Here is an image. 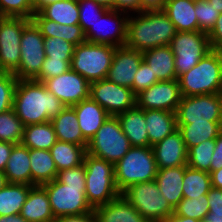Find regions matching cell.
I'll list each match as a JSON object with an SVG mask.
<instances>
[{
	"instance_id": "cell-1",
	"label": "cell",
	"mask_w": 222,
	"mask_h": 222,
	"mask_svg": "<svg viewBox=\"0 0 222 222\" xmlns=\"http://www.w3.org/2000/svg\"><path fill=\"white\" fill-rule=\"evenodd\" d=\"M85 176V165L82 163L76 167L58 171L56 179L42 185L47 192L55 219L93 211L85 194Z\"/></svg>"
},
{
	"instance_id": "cell-2",
	"label": "cell",
	"mask_w": 222,
	"mask_h": 222,
	"mask_svg": "<svg viewBox=\"0 0 222 222\" xmlns=\"http://www.w3.org/2000/svg\"><path fill=\"white\" fill-rule=\"evenodd\" d=\"M66 106L42 82L18 80L13 97V110L23 125L49 122Z\"/></svg>"
},
{
	"instance_id": "cell-3",
	"label": "cell",
	"mask_w": 222,
	"mask_h": 222,
	"mask_svg": "<svg viewBox=\"0 0 222 222\" xmlns=\"http://www.w3.org/2000/svg\"><path fill=\"white\" fill-rule=\"evenodd\" d=\"M177 33L163 10H147L129 14L126 46L137 51L169 45Z\"/></svg>"
},
{
	"instance_id": "cell-4",
	"label": "cell",
	"mask_w": 222,
	"mask_h": 222,
	"mask_svg": "<svg viewBox=\"0 0 222 222\" xmlns=\"http://www.w3.org/2000/svg\"><path fill=\"white\" fill-rule=\"evenodd\" d=\"M178 80L182 96L222 93V52L211 50Z\"/></svg>"
},
{
	"instance_id": "cell-5",
	"label": "cell",
	"mask_w": 222,
	"mask_h": 222,
	"mask_svg": "<svg viewBox=\"0 0 222 222\" xmlns=\"http://www.w3.org/2000/svg\"><path fill=\"white\" fill-rule=\"evenodd\" d=\"M157 171V163L152 147L132 146L114 164L116 187L122 194L132 185L155 180Z\"/></svg>"
},
{
	"instance_id": "cell-6",
	"label": "cell",
	"mask_w": 222,
	"mask_h": 222,
	"mask_svg": "<svg viewBox=\"0 0 222 222\" xmlns=\"http://www.w3.org/2000/svg\"><path fill=\"white\" fill-rule=\"evenodd\" d=\"M85 194L88 204L94 210L121 195L115 184L114 164L85 154Z\"/></svg>"
},
{
	"instance_id": "cell-7",
	"label": "cell",
	"mask_w": 222,
	"mask_h": 222,
	"mask_svg": "<svg viewBox=\"0 0 222 222\" xmlns=\"http://www.w3.org/2000/svg\"><path fill=\"white\" fill-rule=\"evenodd\" d=\"M116 47L107 44L84 42L75 46L71 69L89 83L107 77Z\"/></svg>"
},
{
	"instance_id": "cell-8",
	"label": "cell",
	"mask_w": 222,
	"mask_h": 222,
	"mask_svg": "<svg viewBox=\"0 0 222 222\" xmlns=\"http://www.w3.org/2000/svg\"><path fill=\"white\" fill-rule=\"evenodd\" d=\"M131 147L117 116H109L94 137L88 141L86 153L115 164Z\"/></svg>"
},
{
	"instance_id": "cell-9",
	"label": "cell",
	"mask_w": 222,
	"mask_h": 222,
	"mask_svg": "<svg viewBox=\"0 0 222 222\" xmlns=\"http://www.w3.org/2000/svg\"><path fill=\"white\" fill-rule=\"evenodd\" d=\"M122 195L149 222H162L174 208L161 195L155 180L130 186Z\"/></svg>"
},
{
	"instance_id": "cell-10",
	"label": "cell",
	"mask_w": 222,
	"mask_h": 222,
	"mask_svg": "<svg viewBox=\"0 0 222 222\" xmlns=\"http://www.w3.org/2000/svg\"><path fill=\"white\" fill-rule=\"evenodd\" d=\"M169 46L174 54L177 79L212 50L208 34L201 31L177 32Z\"/></svg>"
},
{
	"instance_id": "cell-11",
	"label": "cell",
	"mask_w": 222,
	"mask_h": 222,
	"mask_svg": "<svg viewBox=\"0 0 222 222\" xmlns=\"http://www.w3.org/2000/svg\"><path fill=\"white\" fill-rule=\"evenodd\" d=\"M26 17L0 18V73H15L19 69L21 58V36L25 25L30 21Z\"/></svg>"
},
{
	"instance_id": "cell-12",
	"label": "cell",
	"mask_w": 222,
	"mask_h": 222,
	"mask_svg": "<svg viewBox=\"0 0 222 222\" xmlns=\"http://www.w3.org/2000/svg\"><path fill=\"white\" fill-rule=\"evenodd\" d=\"M20 46L19 69L14 75L18 80H33L40 73L46 55L44 37L32 20L23 29Z\"/></svg>"
},
{
	"instance_id": "cell-13",
	"label": "cell",
	"mask_w": 222,
	"mask_h": 222,
	"mask_svg": "<svg viewBox=\"0 0 222 222\" xmlns=\"http://www.w3.org/2000/svg\"><path fill=\"white\" fill-rule=\"evenodd\" d=\"M176 119L177 124L222 121V93L182 96Z\"/></svg>"
},
{
	"instance_id": "cell-14",
	"label": "cell",
	"mask_w": 222,
	"mask_h": 222,
	"mask_svg": "<svg viewBox=\"0 0 222 222\" xmlns=\"http://www.w3.org/2000/svg\"><path fill=\"white\" fill-rule=\"evenodd\" d=\"M128 17L129 14L125 12L107 9L85 33L86 41L114 47L124 46L127 40Z\"/></svg>"
},
{
	"instance_id": "cell-15",
	"label": "cell",
	"mask_w": 222,
	"mask_h": 222,
	"mask_svg": "<svg viewBox=\"0 0 222 222\" xmlns=\"http://www.w3.org/2000/svg\"><path fill=\"white\" fill-rule=\"evenodd\" d=\"M89 97L103 107L110 116H117L136 106V94L107 78L90 83Z\"/></svg>"
},
{
	"instance_id": "cell-16",
	"label": "cell",
	"mask_w": 222,
	"mask_h": 222,
	"mask_svg": "<svg viewBox=\"0 0 222 222\" xmlns=\"http://www.w3.org/2000/svg\"><path fill=\"white\" fill-rule=\"evenodd\" d=\"M181 98L178 79L158 81L136 95V105L143 110L176 112Z\"/></svg>"
},
{
	"instance_id": "cell-17",
	"label": "cell",
	"mask_w": 222,
	"mask_h": 222,
	"mask_svg": "<svg viewBox=\"0 0 222 222\" xmlns=\"http://www.w3.org/2000/svg\"><path fill=\"white\" fill-rule=\"evenodd\" d=\"M43 84L66 107H72L89 98L90 83L72 69L60 76L45 80Z\"/></svg>"
},
{
	"instance_id": "cell-18",
	"label": "cell",
	"mask_w": 222,
	"mask_h": 222,
	"mask_svg": "<svg viewBox=\"0 0 222 222\" xmlns=\"http://www.w3.org/2000/svg\"><path fill=\"white\" fill-rule=\"evenodd\" d=\"M143 60L141 51L124 46L115 49L112 64L110 66L107 79L117 85L131 88L136 72Z\"/></svg>"
},
{
	"instance_id": "cell-19",
	"label": "cell",
	"mask_w": 222,
	"mask_h": 222,
	"mask_svg": "<svg viewBox=\"0 0 222 222\" xmlns=\"http://www.w3.org/2000/svg\"><path fill=\"white\" fill-rule=\"evenodd\" d=\"M152 150L158 169L187 165L188 151L178 129L153 145Z\"/></svg>"
},
{
	"instance_id": "cell-20",
	"label": "cell",
	"mask_w": 222,
	"mask_h": 222,
	"mask_svg": "<svg viewBox=\"0 0 222 222\" xmlns=\"http://www.w3.org/2000/svg\"><path fill=\"white\" fill-rule=\"evenodd\" d=\"M77 114L83 138L90 141L110 116L107 111L90 97L72 106Z\"/></svg>"
},
{
	"instance_id": "cell-21",
	"label": "cell",
	"mask_w": 222,
	"mask_h": 222,
	"mask_svg": "<svg viewBox=\"0 0 222 222\" xmlns=\"http://www.w3.org/2000/svg\"><path fill=\"white\" fill-rule=\"evenodd\" d=\"M123 133L130 141L131 146L149 147V136L146 129L145 110L137 105L119 115Z\"/></svg>"
},
{
	"instance_id": "cell-22",
	"label": "cell",
	"mask_w": 222,
	"mask_h": 222,
	"mask_svg": "<svg viewBox=\"0 0 222 222\" xmlns=\"http://www.w3.org/2000/svg\"><path fill=\"white\" fill-rule=\"evenodd\" d=\"M98 222H149L121 194L94 209Z\"/></svg>"
},
{
	"instance_id": "cell-23",
	"label": "cell",
	"mask_w": 222,
	"mask_h": 222,
	"mask_svg": "<svg viewBox=\"0 0 222 222\" xmlns=\"http://www.w3.org/2000/svg\"><path fill=\"white\" fill-rule=\"evenodd\" d=\"M20 214L28 222H54L55 217L43 186L34 185L31 187Z\"/></svg>"
},
{
	"instance_id": "cell-24",
	"label": "cell",
	"mask_w": 222,
	"mask_h": 222,
	"mask_svg": "<svg viewBox=\"0 0 222 222\" xmlns=\"http://www.w3.org/2000/svg\"><path fill=\"white\" fill-rule=\"evenodd\" d=\"M163 11L177 32L199 31L193 0H165Z\"/></svg>"
},
{
	"instance_id": "cell-25",
	"label": "cell",
	"mask_w": 222,
	"mask_h": 222,
	"mask_svg": "<svg viewBox=\"0 0 222 222\" xmlns=\"http://www.w3.org/2000/svg\"><path fill=\"white\" fill-rule=\"evenodd\" d=\"M143 60L149 65L153 76L159 81L175 80V60L169 45L155 47L142 52Z\"/></svg>"
},
{
	"instance_id": "cell-26",
	"label": "cell",
	"mask_w": 222,
	"mask_h": 222,
	"mask_svg": "<svg viewBox=\"0 0 222 222\" xmlns=\"http://www.w3.org/2000/svg\"><path fill=\"white\" fill-rule=\"evenodd\" d=\"M4 174L8 183L32 185L30 149L28 147L22 143L14 145Z\"/></svg>"
},
{
	"instance_id": "cell-27",
	"label": "cell",
	"mask_w": 222,
	"mask_h": 222,
	"mask_svg": "<svg viewBox=\"0 0 222 222\" xmlns=\"http://www.w3.org/2000/svg\"><path fill=\"white\" fill-rule=\"evenodd\" d=\"M39 28L42 36L58 37L77 46L86 42L85 33L80 25H62L46 19L39 11L35 12L31 19Z\"/></svg>"
},
{
	"instance_id": "cell-28",
	"label": "cell",
	"mask_w": 222,
	"mask_h": 222,
	"mask_svg": "<svg viewBox=\"0 0 222 222\" xmlns=\"http://www.w3.org/2000/svg\"><path fill=\"white\" fill-rule=\"evenodd\" d=\"M145 121L149 136V147L178 129L176 112L156 109L145 110Z\"/></svg>"
},
{
	"instance_id": "cell-29",
	"label": "cell",
	"mask_w": 222,
	"mask_h": 222,
	"mask_svg": "<svg viewBox=\"0 0 222 222\" xmlns=\"http://www.w3.org/2000/svg\"><path fill=\"white\" fill-rule=\"evenodd\" d=\"M50 122L53 125L57 140L87 148L88 142L83 138L77 114L73 107H65Z\"/></svg>"
},
{
	"instance_id": "cell-30",
	"label": "cell",
	"mask_w": 222,
	"mask_h": 222,
	"mask_svg": "<svg viewBox=\"0 0 222 222\" xmlns=\"http://www.w3.org/2000/svg\"><path fill=\"white\" fill-rule=\"evenodd\" d=\"M185 166L158 169L155 182L162 196L175 208L183 199Z\"/></svg>"
},
{
	"instance_id": "cell-31",
	"label": "cell",
	"mask_w": 222,
	"mask_h": 222,
	"mask_svg": "<svg viewBox=\"0 0 222 222\" xmlns=\"http://www.w3.org/2000/svg\"><path fill=\"white\" fill-rule=\"evenodd\" d=\"M187 150L208 139H215L222 132V121L177 124Z\"/></svg>"
},
{
	"instance_id": "cell-32",
	"label": "cell",
	"mask_w": 222,
	"mask_h": 222,
	"mask_svg": "<svg viewBox=\"0 0 222 222\" xmlns=\"http://www.w3.org/2000/svg\"><path fill=\"white\" fill-rule=\"evenodd\" d=\"M32 186L49 183L56 179L58 170L50 150L30 149Z\"/></svg>"
},
{
	"instance_id": "cell-33",
	"label": "cell",
	"mask_w": 222,
	"mask_h": 222,
	"mask_svg": "<svg viewBox=\"0 0 222 222\" xmlns=\"http://www.w3.org/2000/svg\"><path fill=\"white\" fill-rule=\"evenodd\" d=\"M56 141V134L50 121L24 126L21 143L29 149L50 150Z\"/></svg>"
},
{
	"instance_id": "cell-34",
	"label": "cell",
	"mask_w": 222,
	"mask_h": 222,
	"mask_svg": "<svg viewBox=\"0 0 222 222\" xmlns=\"http://www.w3.org/2000/svg\"><path fill=\"white\" fill-rule=\"evenodd\" d=\"M39 12L49 20L62 25H79L77 0H59L43 6Z\"/></svg>"
},
{
	"instance_id": "cell-35",
	"label": "cell",
	"mask_w": 222,
	"mask_h": 222,
	"mask_svg": "<svg viewBox=\"0 0 222 222\" xmlns=\"http://www.w3.org/2000/svg\"><path fill=\"white\" fill-rule=\"evenodd\" d=\"M32 185L7 183L0 189V216L20 214Z\"/></svg>"
},
{
	"instance_id": "cell-36",
	"label": "cell",
	"mask_w": 222,
	"mask_h": 222,
	"mask_svg": "<svg viewBox=\"0 0 222 222\" xmlns=\"http://www.w3.org/2000/svg\"><path fill=\"white\" fill-rule=\"evenodd\" d=\"M58 171L70 169L83 163L86 148L81 145L57 140L50 149Z\"/></svg>"
},
{
	"instance_id": "cell-37",
	"label": "cell",
	"mask_w": 222,
	"mask_h": 222,
	"mask_svg": "<svg viewBox=\"0 0 222 222\" xmlns=\"http://www.w3.org/2000/svg\"><path fill=\"white\" fill-rule=\"evenodd\" d=\"M183 198H196L205 195L212 188L209 172L185 166L182 183Z\"/></svg>"
},
{
	"instance_id": "cell-38",
	"label": "cell",
	"mask_w": 222,
	"mask_h": 222,
	"mask_svg": "<svg viewBox=\"0 0 222 222\" xmlns=\"http://www.w3.org/2000/svg\"><path fill=\"white\" fill-rule=\"evenodd\" d=\"M24 125L12 109L0 114V141L19 144L22 142Z\"/></svg>"
},
{
	"instance_id": "cell-39",
	"label": "cell",
	"mask_w": 222,
	"mask_h": 222,
	"mask_svg": "<svg viewBox=\"0 0 222 222\" xmlns=\"http://www.w3.org/2000/svg\"><path fill=\"white\" fill-rule=\"evenodd\" d=\"M215 149V139H208L199 145L190 147L188 151L187 166L210 173L211 158Z\"/></svg>"
},
{
	"instance_id": "cell-40",
	"label": "cell",
	"mask_w": 222,
	"mask_h": 222,
	"mask_svg": "<svg viewBox=\"0 0 222 222\" xmlns=\"http://www.w3.org/2000/svg\"><path fill=\"white\" fill-rule=\"evenodd\" d=\"M209 212L207 194L196 198H183L174 208V213L178 216L189 217L204 221Z\"/></svg>"
},
{
	"instance_id": "cell-41",
	"label": "cell",
	"mask_w": 222,
	"mask_h": 222,
	"mask_svg": "<svg viewBox=\"0 0 222 222\" xmlns=\"http://www.w3.org/2000/svg\"><path fill=\"white\" fill-rule=\"evenodd\" d=\"M77 2L80 12L79 25L82 27L83 32L86 33L107 8L93 0H77Z\"/></svg>"
},
{
	"instance_id": "cell-42",
	"label": "cell",
	"mask_w": 222,
	"mask_h": 222,
	"mask_svg": "<svg viewBox=\"0 0 222 222\" xmlns=\"http://www.w3.org/2000/svg\"><path fill=\"white\" fill-rule=\"evenodd\" d=\"M195 13L199 31L209 34L220 15L208 0L195 1Z\"/></svg>"
},
{
	"instance_id": "cell-43",
	"label": "cell",
	"mask_w": 222,
	"mask_h": 222,
	"mask_svg": "<svg viewBox=\"0 0 222 222\" xmlns=\"http://www.w3.org/2000/svg\"><path fill=\"white\" fill-rule=\"evenodd\" d=\"M75 46L58 37L44 38L45 55L49 59L71 60Z\"/></svg>"
},
{
	"instance_id": "cell-44",
	"label": "cell",
	"mask_w": 222,
	"mask_h": 222,
	"mask_svg": "<svg viewBox=\"0 0 222 222\" xmlns=\"http://www.w3.org/2000/svg\"><path fill=\"white\" fill-rule=\"evenodd\" d=\"M35 8L31 0H0V15L32 19Z\"/></svg>"
},
{
	"instance_id": "cell-45",
	"label": "cell",
	"mask_w": 222,
	"mask_h": 222,
	"mask_svg": "<svg viewBox=\"0 0 222 222\" xmlns=\"http://www.w3.org/2000/svg\"><path fill=\"white\" fill-rule=\"evenodd\" d=\"M17 81L18 78L13 73H0V114L13 108Z\"/></svg>"
},
{
	"instance_id": "cell-46",
	"label": "cell",
	"mask_w": 222,
	"mask_h": 222,
	"mask_svg": "<svg viewBox=\"0 0 222 222\" xmlns=\"http://www.w3.org/2000/svg\"><path fill=\"white\" fill-rule=\"evenodd\" d=\"M70 69L71 60L49 59L45 57L40 73L33 80L43 83L45 80L60 76Z\"/></svg>"
},
{
	"instance_id": "cell-47",
	"label": "cell",
	"mask_w": 222,
	"mask_h": 222,
	"mask_svg": "<svg viewBox=\"0 0 222 222\" xmlns=\"http://www.w3.org/2000/svg\"><path fill=\"white\" fill-rule=\"evenodd\" d=\"M158 81L159 80L153 76V72L151 71L149 65L144 60H142L136 72L132 90L137 95L142 90L149 88Z\"/></svg>"
},
{
	"instance_id": "cell-48",
	"label": "cell",
	"mask_w": 222,
	"mask_h": 222,
	"mask_svg": "<svg viewBox=\"0 0 222 222\" xmlns=\"http://www.w3.org/2000/svg\"><path fill=\"white\" fill-rule=\"evenodd\" d=\"M209 212L206 216L222 217V189L212 187L207 193Z\"/></svg>"
},
{
	"instance_id": "cell-49",
	"label": "cell",
	"mask_w": 222,
	"mask_h": 222,
	"mask_svg": "<svg viewBox=\"0 0 222 222\" xmlns=\"http://www.w3.org/2000/svg\"><path fill=\"white\" fill-rule=\"evenodd\" d=\"M212 50L222 52V13H220L212 31L208 34Z\"/></svg>"
},
{
	"instance_id": "cell-50",
	"label": "cell",
	"mask_w": 222,
	"mask_h": 222,
	"mask_svg": "<svg viewBox=\"0 0 222 222\" xmlns=\"http://www.w3.org/2000/svg\"><path fill=\"white\" fill-rule=\"evenodd\" d=\"M222 168V132L215 138V149L211 158L210 172Z\"/></svg>"
},
{
	"instance_id": "cell-51",
	"label": "cell",
	"mask_w": 222,
	"mask_h": 222,
	"mask_svg": "<svg viewBox=\"0 0 222 222\" xmlns=\"http://www.w3.org/2000/svg\"><path fill=\"white\" fill-rule=\"evenodd\" d=\"M115 10L127 14L140 12V0H116Z\"/></svg>"
},
{
	"instance_id": "cell-52",
	"label": "cell",
	"mask_w": 222,
	"mask_h": 222,
	"mask_svg": "<svg viewBox=\"0 0 222 222\" xmlns=\"http://www.w3.org/2000/svg\"><path fill=\"white\" fill-rule=\"evenodd\" d=\"M54 222H98L97 216L93 211L82 215H69L56 218Z\"/></svg>"
},
{
	"instance_id": "cell-53",
	"label": "cell",
	"mask_w": 222,
	"mask_h": 222,
	"mask_svg": "<svg viewBox=\"0 0 222 222\" xmlns=\"http://www.w3.org/2000/svg\"><path fill=\"white\" fill-rule=\"evenodd\" d=\"M15 144L0 141V171L4 172L11 151Z\"/></svg>"
},
{
	"instance_id": "cell-54",
	"label": "cell",
	"mask_w": 222,
	"mask_h": 222,
	"mask_svg": "<svg viewBox=\"0 0 222 222\" xmlns=\"http://www.w3.org/2000/svg\"><path fill=\"white\" fill-rule=\"evenodd\" d=\"M165 0H140V12L147 10H163Z\"/></svg>"
},
{
	"instance_id": "cell-55",
	"label": "cell",
	"mask_w": 222,
	"mask_h": 222,
	"mask_svg": "<svg viewBox=\"0 0 222 222\" xmlns=\"http://www.w3.org/2000/svg\"><path fill=\"white\" fill-rule=\"evenodd\" d=\"M212 187L222 189V168L209 173Z\"/></svg>"
},
{
	"instance_id": "cell-56",
	"label": "cell",
	"mask_w": 222,
	"mask_h": 222,
	"mask_svg": "<svg viewBox=\"0 0 222 222\" xmlns=\"http://www.w3.org/2000/svg\"><path fill=\"white\" fill-rule=\"evenodd\" d=\"M162 222H204L200 220H196L189 217L178 216L175 213L170 214L167 218H165Z\"/></svg>"
},
{
	"instance_id": "cell-57",
	"label": "cell",
	"mask_w": 222,
	"mask_h": 222,
	"mask_svg": "<svg viewBox=\"0 0 222 222\" xmlns=\"http://www.w3.org/2000/svg\"><path fill=\"white\" fill-rule=\"evenodd\" d=\"M0 222H28L21 214L0 216Z\"/></svg>"
},
{
	"instance_id": "cell-58",
	"label": "cell",
	"mask_w": 222,
	"mask_h": 222,
	"mask_svg": "<svg viewBox=\"0 0 222 222\" xmlns=\"http://www.w3.org/2000/svg\"><path fill=\"white\" fill-rule=\"evenodd\" d=\"M93 1L104 6L107 9L115 10L116 0H93Z\"/></svg>"
},
{
	"instance_id": "cell-59",
	"label": "cell",
	"mask_w": 222,
	"mask_h": 222,
	"mask_svg": "<svg viewBox=\"0 0 222 222\" xmlns=\"http://www.w3.org/2000/svg\"><path fill=\"white\" fill-rule=\"evenodd\" d=\"M55 1H59V0H34L33 5L35 8V12H38L46 4L55 2Z\"/></svg>"
},
{
	"instance_id": "cell-60",
	"label": "cell",
	"mask_w": 222,
	"mask_h": 222,
	"mask_svg": "<svg viewBox=\"0 0 222 222\" xmlns=\"http://www.w3.org/2000/svg\"><path fill=\"white\" fill-rule=\"evenodd\" d=\"M212 6L218 11L219 13H222V0H208Z\"/></svg>"
},
{
	"instance_id": "cell-61",
	"label": "cell",
	"mask_w": 222,
	"mask_h": 222,
	"mask_svg": "<svg viewBox=\"0 0 222 222\" xmlns=\"http://www.w3.org/2000/svg\"><path fill=\"white\" fill-rule=\"evenodd\" d=\"M204 222H222V217H219V216H206Z\"/></svg>"
},
{
	"instance_id": "cell-62",
	"label": "cell",
	"mask_w": 222,
	"mask_h": 222,
	"mask_svg": "<svg viewBox=\"0 0 222 222\" xmlns=\"http://www.w3.org/2000/svg\"><path fill=\"white\" fill-rule=\"evenodd\" d=\"M7 183L8 182L4 172L0 171V189H2Z\"/></svg>"
}]
</instances>
